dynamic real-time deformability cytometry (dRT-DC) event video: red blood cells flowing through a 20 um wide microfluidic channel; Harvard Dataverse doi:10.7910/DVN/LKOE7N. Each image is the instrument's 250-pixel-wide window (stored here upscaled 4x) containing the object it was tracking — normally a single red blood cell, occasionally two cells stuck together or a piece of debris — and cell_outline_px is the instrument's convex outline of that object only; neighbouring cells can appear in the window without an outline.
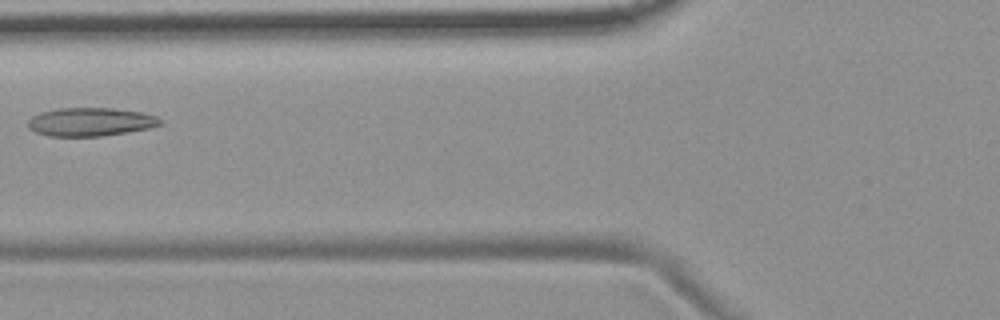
{"species": "common noctule bat (a hibernating species)", "species_latin": "Nyctalus noctula", "temperature_condition": "room temperature", "stored_images_in_passage": 3, "camera_frame_rate_fps": 3000, "um_per_image_px": 0.085, "animal": {"sex": "female", "body_mass_g": 19.9}, "frame": {"image": 1, "passage_image": 2, "time_ms": 1.333, "image_size_px": [1000, 320], "cell_outline_px": [[164, 124], [148, 128], [104, 136], [52, 136], [36, 132], [28, 128], [28, 120], [32, 116], [40, 112], [60, 108], [116, 108], [140, 112], [156, 116], [164, 120]], "centroid_in_image_um": [7.72, 10.35], "position_along_channel_um": 118.1, "area_um2": 21.96}}
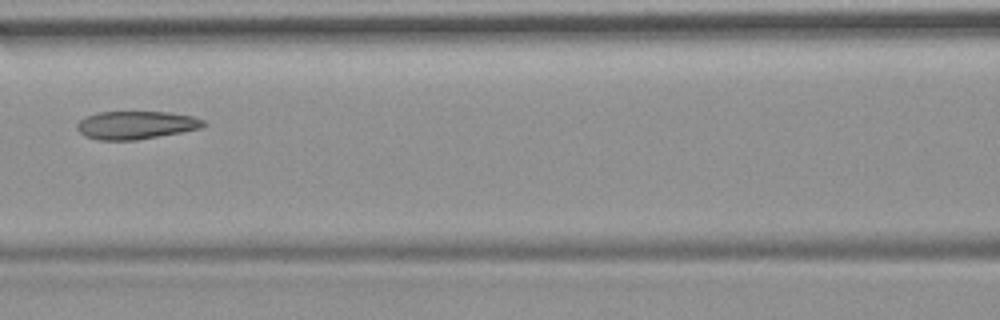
{"frame": {"image": 2, "passage_image": 3, "time_ms": 2.333, "image_size_px": [1000, 320], "cell_outline_px": [[208, 124], [200, 128], [180, 132], [136, 140], [100, 140], [84, 136], [76, 128], [76, 124], [84, 116], [96, 112], [168, 112], [192, 116], [204, 120]], "centroid_in_image_um": [11.52, 10.62], "position_along_channel_um": 155.1, "area_um2": 20.69}}